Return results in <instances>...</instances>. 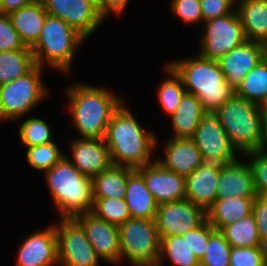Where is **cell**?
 Returning a JSON list of instances; mask_svg holds the SVG:
<instances>
[{
    "label": "cell",
    "instance_id": "6da1fadb",
    "mask_svg": "<svg viewBox=\"0 0 267 266\" xmlns=\"http://www.w3.org/2000/svg\"><path fill=\"white\" fill-rule=\"evenodd\" d=\"M130 110L124 101L115 111L106 128L104 142L113 165L137 169L155 161L153 151L159 141L153 132L146 131Z\"/></svg>",
    "mask_w": 267,
    "mask_h": 266
},
{
    "label": "cell",
    "instance_id": "7a4b0ae2",
    "mask_svg": "<svg viewBox=\"0 0 267 266\" xmlns=\"http://www.w3.org/2000/svg\"><path fill=\"white\" fill-rule=\"evenodd\" d=\"M72 124L81 139H104L112 115L124 98L103 87L75 83L67 88Z\"/></svg>",
    "mask_w": 267,
    "mask_h": 266
},
{
    "label": "cell",
    "instance_id": "3957f363",
    "mask_svg": "<svg viewBox=\"0 0 267 266\" xmlns=\"http://www.w3.org/2000/svg\"><path fill=\"white\" fill-rule=\"evenodd\" d=\"M182 79L187 93L194 94L206 112H215L236 95V89L225 81L218 61L195 57L166 62Z\"/></svg>",
    "mask_w": 267,
    "mask_h": 266
},
{
    "label": "cell",
    "instance_id": "277c9868",
    "mask_svg": "<svg viewBox=\"0 0 267 266\" xmlns=\"http://www.w3.org/2000/svg\"><path fill=\"white\" fill-rule=\"evenodd\" d=\"M43 174L60 218H74L92 211V179L84 176L66 156Z\"/></svg>",
    "mask_w": 267,
    "mask_h": 266
},
{
    "label": "cell",
    "instance_id": "5b68a950",
    "mask_svg": "<svg viewBox=\"0 0 267 266\" xmlns=\"http://www.w3.org/2000/svg\"><path fill=\"white\" fill-rule=\"evenodd\" d=\"M84 41L85 39L62 19L47 15L39 39L31 47V51L36 65H48L68 76L73 60Z\"/></svg>",
    "mask_w": 267,
    "mask_h": 266
},
{
    "label": "cell",
    "instance_id": "8992f818",
    "mask_svg": "<svg viewBox=\"0 0 267 266\" xmlns=\"http://www.w3.org/2000/svg\"><path fill=\"white\" fill-rule=\"evenodd\" d=\"M213 113L239 155L261 150L262 113L257 103L235 95Z\"/></svg>",
    "mask_w": 267,
    "mask_h": 266
},
{
    "label": "cell",
    "instance_id": "52a82bcc",
    "mask_svg": "<svg viewBox=\"0 0 267 266\" xmlns=\"http://www.w3.org/2000/svg\"><path fill=\"white\" fill-rule=\"evenodd\" d=\"M43 68L36 65L26 75L0 85V121H20L48 96Z\"/></svg>",
    "mask_w": 267,
    "mask_h": 266
},
{
    "label": "cell",
    "instance_id": "ba28073f",
    "mask_svg": "<svg viewBox=\"0 0 267 266\" xmlns=\"http://www.w3.org/2000/svg\"><path fill=\"white\" fill-rule=\"evenodd\" d=\"M120 264L159 266L160 237L155 219L130 218L119 226Z\"/></svg>",
    "mask_w": 267,
    "mask_h": 266
},
{
    "label": "cell",
    "instance_id": "9c48e42d",
    "mask_svg": "<svg viewBox=\"0 0 267 266\" xmlns=\"http://www.w3.org/2000/svg\"><path fill=\"white\" fill-rule=\"evenodd\" d=\"M202 154V164L216 171L224 170L238 158L237 150L232 146L218 117L207 112L200 120L194 136L191 138Z\"/></svg>",
    "mask_w": 267,
    "mask_h": 266
},
{
    "label": "cell",
    "instance_id": "30bf717a",
    "mask_svg": "<svg viewBox=\"0 0 267 266\" xmlns=\"http://www.w3.org/2000/svg\"><path fill=\"white\" fill-rule=\"evenodd\" d=\"M203 24L205 26L199 48L202 58L218 61L247 40L236 8L231 14L205 21Z\"/></svg>",
    "mask_w": 267,
    "mask_h": 266
},
{
    "label": "cell",
    "instance_id": "8fae6325",
    "mask_svg": "<svg viewBox=\"0 0 267 266\" xmlns=\"http://www.w3.org/2000/svg\"><path fill=\"white\" fill-rule=\"evenodd\" d=\"M54 223L60 266H99L100 258L74 218H59Z\"/></svg>",
    "mask_w": 267,
    "mask_h": 266
},
{
    "label": "cell",
    "instance_id": "7c38bea8",
    "mask_svg": "<svg viewBox=\"0 0 267 266\" xmlns=\"http://www.w3.org/2000/svg\"><path fill=\"white\" fill-rule=\"evenodd\" d=\"M48 15L69 24L85 40L89 38L104 18L97 9L96 0H40Z\"/></svg>",
    "mask_w": 267,
    "mask_h": 266
},
{
    "label": "cell",
    "instance_id": "4fadbf2b",
    "mask_svg": "<svg viewBox=\"0 0 267 266\" xmlns=\"http://www.w3.org/2000/svg\"><path fill=\"white\" fill-rule=\"evenodd\" d=\"M207 219L206 212L183 199L158 205L155 222L159 237L183 235L200 226Z\"/></svg>",
    "mask_w": 267,
    "mask_h": 266
},
{
    "label": "cell",
    "instance_id": "5bb4252c",
    "mask_svg": "<svg viewBox=\"0 0 267 266\" xmlns=\"http://www.w3.org/2000/svg\"><path fill=\"white\" fill-rule=\"evenodd\" d=\"M74 219L84 229L87 239L101 261L120 264L119 226L98 218L92 212L81 213Z\"/></svg>",
    "mask_w": 267,
    "mask_h": 266
},
{
    "label": "cell",
    "instance_id": "9a60e30c",
    "mask_svg": "<svg viewBox=\"0 0 267 266\" xmlns=\"http://www.w3.org/2000/svg\"><path fill=\"white\" fill-rule=\"evenodd\" d=\"M17 253L16 266H59L54 223L27 236Z\"/></svg>",
    "mask_w": 267,
    "mask_h": 266
},
{
    "label": "cell",
    "instance_id": "2e32d148",
    "mask_svg": "<svg viewBox=\"0 0 267 266\" xmlns=\"http://www.w3.org/2000/svg\"><path fill=\"white\" fill-rule=\"evenodd\" d=\"M135 170L158 205L186 199L185 177L163 168L156 160Z\"/></svg>",
    "mask_w": 267,
    "mask_h": 266
},
{
    "label": "cell",
    "instance_id": "e0dca14e",
    "mask_svg": "<svg viewBox=\"0 0 267 266\" xmlns=\"http://www.w3.org/2000/svg\"><path fill=\"white\" fill-rule=\"evenodd\" d=\"M266 44L246 40L243 44L222 56L218 63L225 81L235 89L244 77L265 58Z\"/></svg>",
    "mask_w": 267,
    "mask_h": 266
},
{
    "label": "cell",
    "instance_id": "ac0fdd59",
    "mask_svg": "<svg viewBox=\"0 0 267 266\" xmlns=\"http://www.w3.org/2000/svg\"><path fill=\"white\" fill-rule=\"evenodd\" d=\"M71 150V151H70ZM71 156H65L84 176L93 178L113 164L104 139H81L71 141Z\"/></svg>",
    "mask_w": 267,
    "mask_h": 266
},
{
    "label": "cell",
    "instance_id": "d6986e66",
    "mask_svg": "<svg viewBox=\"0 0 267 266\" xmlns=\"http://www.w3.org/2000/svg\"><path fill=\"white\" fill-rule=\"evenodd\" d=\"M166 143L164 158H155L163 168L186 177L202 164V154L191 138L170 137Z\"/></svg>",
    "mask_w": 267,
    "mask_h": 266
},
{
    "label": "cell",
    "instance_id": "ffe728a7",
    "mask_svg": "<svg viewBox=\"0 0 267 266\" xmlns=\"http://www.w3.org/2000/svg\"><path fill=\"white\" fill-rule=\"evenodd\" d=\"M237 159L221 171L217 199L229 197L256 198L253 172L248 161Z\"/></svg>",
    "mask_w": 267,
    "mask_h": 266
},
{
    "label": "cell",
    "instance_id": "44dd1931",
    "mask_svg": "<svg viewBox=\"0 0 267 266\" xmlns=\"http://www.w3.org/2000/svg\"><path fill=\"white\" fill-rule=\"evenodd\" d=\"M220 174V171L201 164L185 177L186 200L207 212L217 199Z\"/></svg>",
    "mask_w": 267,
    "mask_h": 266
},
{
    "label": "cell",
    "instance_id": "7402d4cb",
    "mask_svg": "<svg viewBox=\"0 0 267 266\" xmlns=\"http://www.w3.org/2000/svg\"><path fill=\"white\" fill-rule=\"evenodd\" d=\"M236 10L246 39L267 44V0H238Z\"/></svg>",
    "mask_w": 267,
    "mask_h": 266
},
{
    "label": "cell",
    "instance_id": "603a6c76",
    "mask_svg": "<svg viewBox=\"0 0 267 266\" xmlns=\"http://www.w3.org/2000/svg\"><path fill=\"white\" fill-rule=\"evenodd\" d=\"M124 199L131 218L155 219L158 204L136 170L128 177Z\"/></svg>",
    "mask_w": 267,
    "mask_h": 266
},
{
    "label": "cell",
    "instance_id": "cb8c5ba5",
    "mask_svg": "<svg viewBox=\"0 0 267 266\" xmlns=\"http://www.w3.org/2000/svg\"><path fill=\"white\" fill-rule=\"evenodd\" d=\"M48 13L41 1L11 12L9 17L22 42L32 47L39 39Z\"/></svg>",
    "mask_w": 267,
    "mask_h": 266
},
{
    "label": "cell",
    "instance_id": "d4e9b609",
    "mask_svg": "<svg viewBox=\"0 0 267 266\" xmlns=\"http://www.w3.org/2000/svg\"><path fill=\"white\" fill-rule=\"evenodd\" d=\"M207 112L200 100L190 93H185L177 111L169 116L173 138H192L201 118Z\"/></svg>",
    "mask_w": 267,
    "mask_h": 266
},
{
    "label": "cell",
    "instance_id": "484cf974",
    "mask_svg": "<svg viewBox=\"0 0 267 266\" xmlns=\"http://www.w3.org/2000/svg\"><path fill=\"white\" fill-rule=\"evenodd\" d=\"M255 199L241 197L216 199L212 207L206 212L207 220L215 230H220L230 223L251 215Z\"/></svg>",
    "mask_w": 267,
    "mask_h": 266
},
{
    "label": "cell",
    "instance_id": "4316f807",
    "mask_svg": "<svg viewBox=\"0 0 267 266\" xmlns=\"http://www.w3.org/2000/svg\"><path fill=\"white\" fill-rule=\"evenodd\" d=\"M134 168L112 165L92 178L93 199H124L128 177Z\"/></svg>",
    "mask_w": 267,
    "mask_h": 266
},
{
    "label": "cell",
    "instance_id": "83f0119b",
    "mask_svg": "<svg viewBox=\"0 0 267 266\" xmlns=\"http://www.w3.org/2000/svg\"><path fill=\"white\" fill-rule=\"evenodd\" d=\"M166 260L170 261V266H194L200 263L187 244V232L160 239L159 266H165Z\"/></svg>",
    "mask_w": 267,
    "mask_h": 266
},
{
    "label": "cell",
    "instance_id": "f1b7e54d",
    "mask_svg": "<svg viewBox=\"0 0 267 266\" xmlns=\"http://www.w3.org/2000/svg\"><path fill=\"white\" fill-rule=\"evenodd\" d=\"M35 66L31 49L0 51V85L26 75Z\"/></svg>",
    "mask_w": 267,
    "mask_h": 266
},
{
    "label": "cell",
    "instance_id": "f546056e",
    "mask_svg": "<svg viewBox=\"0 0 267 266\" xmlns=\"http://www.w3.org/2000/svg\"><path fill=\"white\" fill-rule=\"evenodd\" d=\"M231 247H260V237L251 214L219 230Z\"/></svg>",
    "mask_w": 267,
    "mask_h": 266
},
{
    "label": "cell",
    "instance_id": "4dcf8cb0",
    "mask_svg": "<svg viewBox=\"0 0 267 266\" xmlns=\"http://www.w3.org/2000/svg\"><path fill=\"white\" fill-rule=\"evenodd\" d=\"M163 69L168 73V77L159 84L157 99L163 112L171 116L177 111L186 90L182 79L169 65L165 64Z\"/></svg>",
    "mask_w": 267,
    "mask_h": 266
},
{
    "label": "cell",
    "instance_id": "1f68e13d",
    "mask_svg": "<svg viewBox=\"0 0 267 266\" xmlns=\"http://www.w3.org/2000/svg\"><path fill=\"white\" fill-rule=\"evenodd\" d=\"M236 95L258 105L267 96V59L253 68L236 88Z\"/></svg>",
    "mask_w": 267,
    "mask_h": 266
},
{
    "label": "cell",
    "instance_id": "d6a6232c",
    "mask_svg": "<svg viewBox=\"0 0 267 266\" xmlns=\"http://www.w3.org/2000/svg\"><path fill=\"white\" fill-rule=\"evenodd\" d=\"M54 141L32 147H26V161L35 170H50L65 153Z\"/></svg>",
    "mask_w": 267,
    "mask_h": 266
},
{
    "label": "cell",
    "instance_id": "836d02e7",
    "mask_svg": "<svg viewBox=\"0 0 267 266\" xmlns=\"http://www.w3.org/2000/svg\"><path fill=\"white\" fill-rule=\"evenodd\" d=\"M91 212L98 218L116 226L124 224L131 218L125 199H94V205Z\"/></svg>",
    "mask_w": 267,
    "mask_h": 266
},
{
    "label": "cell",
    "instance_id": "e575fe53",
    "mask_svg": "<svg viewBox=\"0 0 267 266\" xmlns=\"http://www.w3.org/2000/svg\"><path fill=\"white\" fill-rule=\"evenodd\" d=\"M49 124L38 117H29L19 126V137L25 147L44 145L53 141Z\"/></svg>",
    "mask_w": 267,
    "mask_h": 266
},
{
    "label": "cell",
    "instance_id": "d590c367",
    "mask_svg": "<svg viewBox=\"0 0 267 266\" xmlns=\"http://www.w3.org/2000/svg\"><path fill=\"white\" fill-rule=\"evenodd\" d=\"M231 245L219 230H214L207 244V250L200 263L202 266H229Z\"/></svg>",
    "mask_w": 267,
    "mask_h": 266
},
{
    "label": "cell",
    "instance_id": "8d00e7d4",
    "mask_svg": "<svg viewBox=\"0 0 267 266\" xmlns=\"http://www.w3.org/2000/svg\"><path fill=\"white\" fill-rule=\"evenodd\" d=\"M253 172L257 196L267 197V151L258 150L244 154Z\"/></svg>",
    "mask_w": 267,
    "mask_h": 266
},
{
    "label": "cell",
    "instance_id": "74e56055",
    "mask_svg": "<svg viewBox=\"0 0 267 266\" xmlns=\"http://www.w3.org/2000/svg\"><path fill=\"white\" fill-rule=\"evenodd\" d=\"M170 11L177 16L183 24H203L200 0H171Z\"/></svg>",
    "mask_w": 267,
    "mask_h": 266
},
{
    "label": "cell",
    "instance_id": "f35d334b",
    "mask_svg": "<svg viewBox=\"0 0 267 266\" xmlns=\"http://www.w3.org/2000/svg\"><path fill=\"white\" fill-rule=\"evenodd\" d=\"M215 228L206 219L200 226L187 232V244L199 261L204 257L210 234Z\"/></svg>",
    "mask_w": 267,
    "mask_h": 266
},
{
    "label": "cell",
    "instance_id": "ab89813d",
    "mask_svg": "<svg viewBox=\"0 0 267 266\" xmlns=\"http://www.w3.org/2000/svg\"><path fill=\"white\" fill-rule=\"evenodd\" d=\"M31 49L25 46L7 14H0V51Z\"/></svg>",
    "mask_w": 267,
    "mask_h": 266
},
{
    "label": "cell",
    "instance_id": "60d3db41",
    "mask_svg": "<svg viewBox=\"0 0 267 266\" xmlns=\"http://www.w3.org/2000/svg\"><path fill=\"white\" fill-rule=\"evenodd\" d=\"M229 266H265L260 247H232Z\"/></svg>",
    "mask_w": 267,
    "mask_h": 266
},
{
    "label": "cell",
    "instance_id": "b9f144b4",
    "mask_svg": "<svg viewBox=\"0 0 267 266\" xmlns=\"http://www.w3.org/2000/svg\"><path fill=\"white\" fill-rule=\"evenodd\" d=\"M237 0H200L203 22L231 14ZM234 8V9H233Z\"/></svg>",
    "mask_w": 267,
    "mask_h": 266
},
{
    "label": "cell",
    "instance_id": "7bdbcfd3",
    "mask_svg": "<svg viewBox=\"0 0 267 266\" xmlns=\"http://www.w3.org/2000/svg\"><path fill=\"white\" fill-rule=\"evenodd\" d=\"M252 215L255 218L260 240L267 239V197H256L252 207Z\"/></svg>",
    "mask_w": 267,
    "mask_h": 266
},
{
    "label": "cell",
    "instance_id": "ee69618b",
    "mask_svg": "<svg viewBox=\"0 0 267 266\" xmlns=\"http://www.w3.org/2000/svg\"><path fill=\"white\" fill-rule=\"evenodd\" d=\"M128 1L129 0H96V5L100 15L104 19H107L111 13L116 16L123 14V11L127 9Z\"/></svg>",
    "mask_w": 267,
    "mask_h": 266
},
{
    "label": "cell",
    "instance_id": "f6af8a7d",
    "mask_svg": "<svg viewBox=\"0 0 267 266\" xmlns=\"http://www.w3.org/2000/svg\"><path fill=\"white\" fill-rule=\"evenodd\" d=\"M40 0H2V14L9 15L22 7H26L39 2Z\"/></svg>",
    "mask_w": 267,
    "mask_h": 266
},
{
    "label": "cell",
    "instance_id": "bcb514c9",
    "mask_svg": "<svg viewBox=\"0 0 267 266\" xmlns=\"http://www.w3.org/2000/svg\"><path fill=\"white\" fill-rule=\"evenodd\" d=\"M261 150L267 151V115H262V142Z\"/></svg>",
    "mask_w": 267,
    "mask_h": 266
},
{
    "label": "cell",
    "instance_id": "7dc6e473",
    "mask_svg": "<svg viewBox=\"0 0 267 266\" xmlns=\"http://www.w3.org/2000/svg\"><path fill=\"white\" fill-rule=\"evenodd\" d=\"M260 250L264 263L267 264V239L260 241Z\"/></svg>",
    "mask_w": 267,
    "mask_h": 266
},
{
    "label": "cell",
    "instance_id": "c3c4849f",
    "mask_svg": "<svg viewBox=\"0 0 267 266\" xmlns=\"http://www.w3.org/2000/svg\"><path fill=\"white\" fill-rule=\"evenodd\" d=\"M262 115H267V96L265 99L259 104Z\"/></svg>",
    "mask_w": 267,
    "mask_h": 266
},
{
    "label": "cell",
    "instance_id": "681fc988",
    "mask_svg": "<svg viewBox=\"0 0 267 266\" xmlns=\"http://www.w3.org/2000/svg\"><path fill=\"white\" fill-rule=\"evenodd\" d=\"M0 14H2V0H0Z\"/></svg>",
    "mask_w": 267,
    "mask_h": 266
},
{
    "label": "cell",
    "instance_id": "f907efd6",
    "mask_svg": "<svg viewBox=\"0 0 267 266\" xmlns=\"http://www.w3.org/2000/svg\"><path fill=\"white\" fill-rule=\"evenodd\" d=\"M265 58L267 59V44H266V47H265Z\"/></svg>",
    "mask_w": 267,
    "mask_h": 266
},
{
    "label": "cell",
    "instance_id": "816d5d0a",
    "mask_svg": "<svg viewBox=\"0 0 267 266\" xmlns=\"http://www.w3.org/2000/svg\"><path fill=\"white\" fill-rule=\"evenodd\" d=\"M194 266H202V265H201V263H198V264H196V265H194Z\"/></svg>",
    "mask_w": 267,
    "mask_h": 266
}]
</instances>
